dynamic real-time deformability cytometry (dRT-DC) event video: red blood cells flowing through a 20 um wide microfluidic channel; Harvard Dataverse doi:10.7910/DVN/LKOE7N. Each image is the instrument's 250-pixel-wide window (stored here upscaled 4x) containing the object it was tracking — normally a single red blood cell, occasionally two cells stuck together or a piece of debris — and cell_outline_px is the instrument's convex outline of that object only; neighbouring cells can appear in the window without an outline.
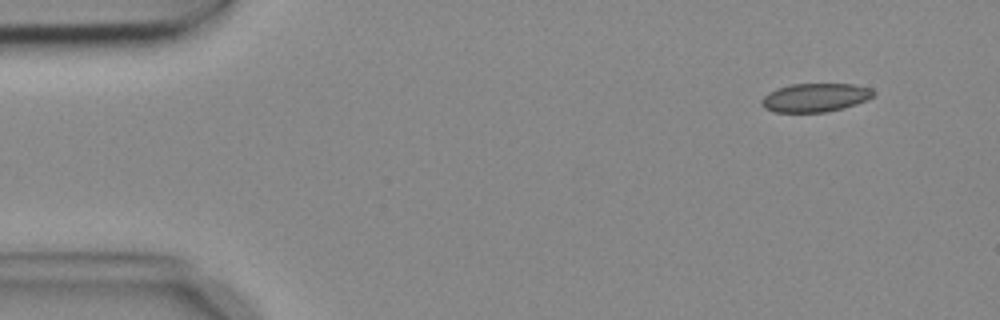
{"species": "common noctule bat (a hibernating species)", "species_latin": "Nyctalus noctula", "temperature_condition": "cold", "stored_images_in_passage": 4, "camera_frame_rate_fps": 3000, "um_per_image_px": 0.085, "animal": {"sex": "female", "body_mass_g": 18.4}, "frame": {"image": 1, "passage_image": 1, "time_ms": 0.0, "image_size_px": [1000, 320], "cell_outline_px": [[876, 92], [868, 100], [844, 108], [828, 112], [776, 112], [764, 108], [760, 104], [760, 100], [768, 92], [776, 88], [792, 84], [852, 84], [872, 88]], "centroid_in_image_um": [69.29, 8.29], "position_along_channel_um": 15.7, "area_um2": 18.84}}